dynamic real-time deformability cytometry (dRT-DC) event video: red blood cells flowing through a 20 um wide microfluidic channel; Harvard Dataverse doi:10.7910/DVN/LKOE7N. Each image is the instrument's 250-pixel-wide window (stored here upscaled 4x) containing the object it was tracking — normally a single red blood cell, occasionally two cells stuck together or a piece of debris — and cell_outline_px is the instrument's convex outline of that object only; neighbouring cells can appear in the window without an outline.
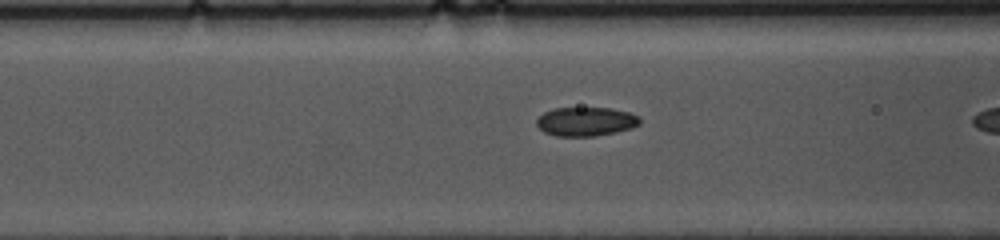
{"species": "common noctule bat (a hibernating species)", "species_latin": "Nyctalus noctula", "temperature_condition": "cold", "stored_images_in_passage": 18, "camera_frame_rate_fps": 3000, "um_per_image_px": 0.085, "animal": {"sex": "female", "body_mass_g": 10.0, "forearm_length_mm": 53.1}, "frame": {"image": 1, "passage_image": 16, "time_ms": 5.0, "image_size_px": [1000, 240], "cell_outline_px": [[640, 124], [632, 128], [616, 132], [596, 136], [556, 136], [544, 132], [536, 124], [536, 120], [544, 112], [552, 108], [612, 108], [628, 112], [640, 116]], "centroid_in_image_um": [49.81, 10.33], "position_along_channel_um": 116.8, "area_um2": 17.51}}